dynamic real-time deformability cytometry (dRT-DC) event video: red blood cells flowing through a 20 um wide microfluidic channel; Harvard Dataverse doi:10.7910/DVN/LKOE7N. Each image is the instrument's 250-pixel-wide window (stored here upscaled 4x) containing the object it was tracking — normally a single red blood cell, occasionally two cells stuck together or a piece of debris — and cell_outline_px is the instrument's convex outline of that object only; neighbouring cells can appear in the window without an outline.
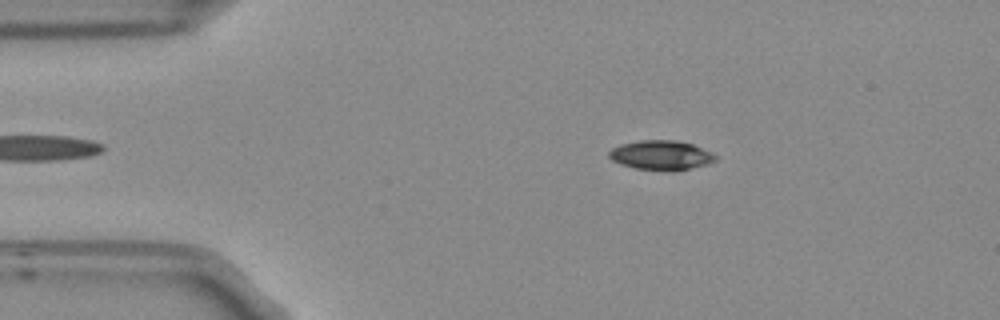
{"species": "Egyptian fruit bat (a non-hibernating species)", "species_latin": "Rousettus aegyptiacus", "temperature_condition": "room temperature", "stored_images_in_passage": 46, "camera_frame_rate_fps": 3000, "um_per_image_px": 0.085, "frame": {"image": 1, "passage_image": 9, "time_ms": 2.667, "image_size_px": [1000, 320], "cell_outline_px": [[716, 160], [708, 164], [676, 172], [672, 172], [636, 168], [620, 164], [612, 160], [608, 156], [608, 152], [612, 148], [620, 144], [640, 140], [672, 140], [692, 144], [712, 152], [716, 156]], "centroid_in_image_um": [56.19, 13.21], "position_along_channel_um": 28.8, "area_um2": 18.5}}
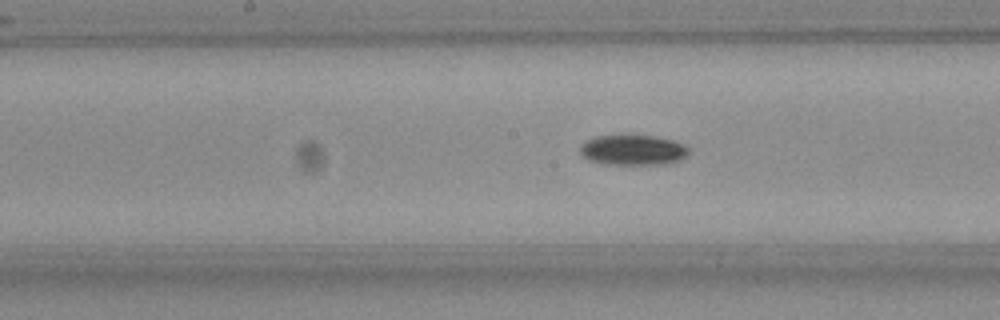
{"frame": {"image": 2, "passage_image": 26, "time_ms": 8.333, "image_size_px": [1000, 320], "cell_outline_px": [[688, 152], [684, 156], [676, 160], [660, 164], [604, 164], [588, 160], [580, 152], [580, 144], [596, 136], [652, 136], [672, 140], [684, 144], [688, 148]], "centroid_in_image_um": [53.75, 12.75], "position_along_channel_um": 194.5, "area_um2": 18.73}}
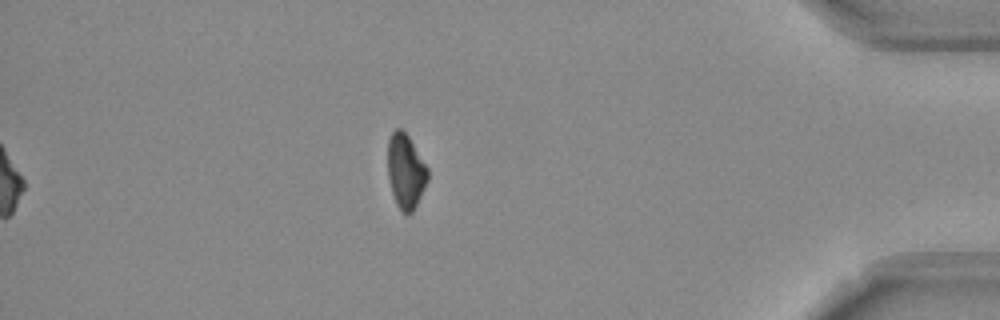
{"frame": {"image": 3, "passage_image": 46, "time_ms": 15.0, "image_size_px": [1000, 320], "cell_outline_px": [[428, 180], [412, 212], [404, 212], [396, 204], [392, 192], [388, 176], [388, 140], [392, 132], [396, 128], [400, 128], [408, 136], [428, 168]], "centroid_in_image_um": [34.47, 14.52], "position_along_channel_um": 400.7, "area_um2": 16.99}, "authors_computed_cell_mechanics": {"area_um2": 18.496, "velocity_mm_per_s": 3.764, "shape_relaxation_time_tau1_ms": 4.93, "shape_relaxation_time_tau2_ms": null, "deformation_change_tau1": 0.1354, "deformation_change_tau2": null}}